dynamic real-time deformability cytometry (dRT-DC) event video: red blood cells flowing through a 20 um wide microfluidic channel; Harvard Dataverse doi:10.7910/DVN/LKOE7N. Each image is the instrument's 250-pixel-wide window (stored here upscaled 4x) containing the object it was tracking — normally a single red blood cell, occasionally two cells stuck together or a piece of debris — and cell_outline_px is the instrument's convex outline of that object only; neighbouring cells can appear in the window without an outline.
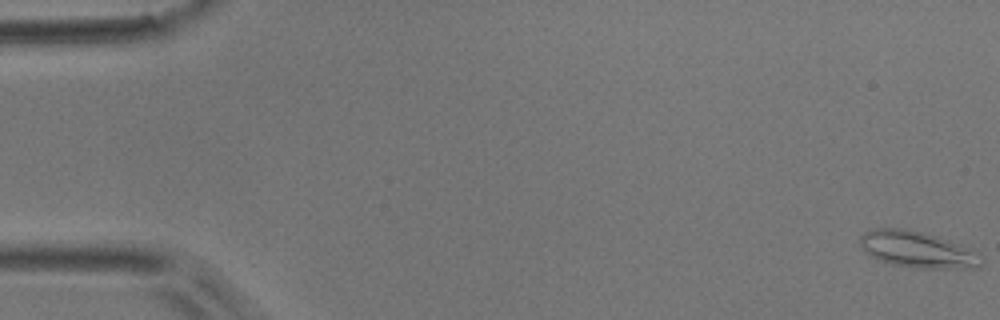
{"species": "common noctule bat (a hibernating species)", "species_latin": "Nyctalus noctula", "temperature_condition": "room temperature", "stored_images_in_passage": 51, "camera_frame_rate_fps": 3000, "um_per_image_px": 0.085, "animal": {"sex": "male", "body_mass_g": 17.9}, "frame": {"image": 1, "passage_image": 1, "time_ms": 0.0, "image_size_px": [1000, 320], "cell_outline_px": [[980, 264], [976, 268], [916, 268], [892, 264], [880, 260], [872, 256], [860, 248], [860, 236], [864, 232], [876, 228], [900, 228], [920, 232], [956, 244], [968, 252]], "centroid_in_image_um": [77.75, 21.21], "position_along_channel_um": 7.2, "area_um2": 24.22}}
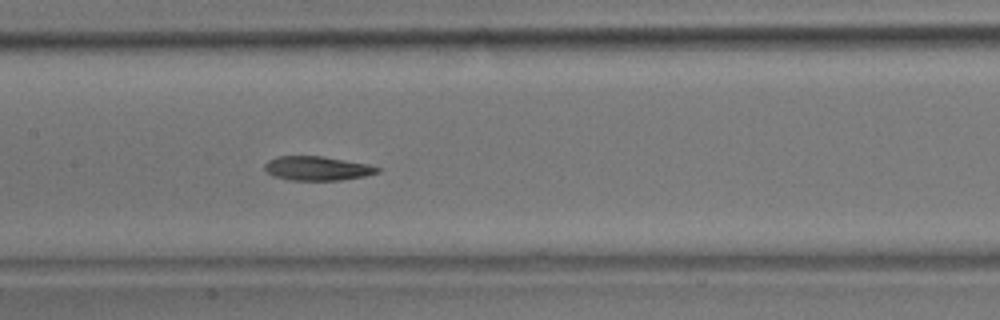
{"frame": {"image": 2, "passage_image": 25, "time_ms": 8.0, "image_size_px": [1000, 320], "cell_outline_px": [[380, 172], [364, 176], [340, 180], [292, 180], [272, 176], [264, 168], [264, 164], [268, 160], [276, 156], [324, 156], [368, 164], [380, 168]], "centroid_in_image_um": [26.95, 14.3], "position_along_channel_um": 180.5, "area_um2": 15.9}}
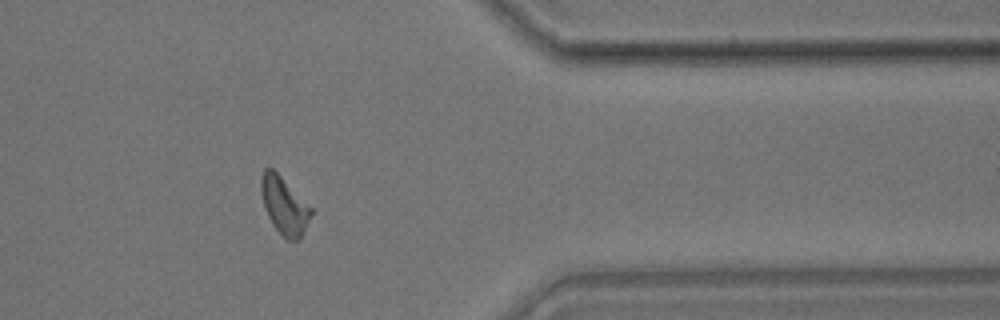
{"frame": {"image": 3, "passage_image": 42, "time_ms": 13.667, "image_size_px": [1000, 320], "cell_outline_px": [[312, 212], [300, 240], [288, 240], [272, 224], [264, 208], [260, 192], [260, 176], [264, 168], [272, 168], [312, 208]], "centroid_in_image_um": [24.13, 17.46], "position_along_channel_um": 387.3, "area_um2": 16.47}, "authors_computed_cell_mechanics": {"area_um2": 16.8776, "velocity_mm_per_s": 3.9407, "shape_relaxation_time_tau1_ms": 3.0386, "shape_relaxation_time_tau2_ms": 5.187, "deformation_change_tau1": 0.1444, "deformation_change_tau2": 0.1373}}